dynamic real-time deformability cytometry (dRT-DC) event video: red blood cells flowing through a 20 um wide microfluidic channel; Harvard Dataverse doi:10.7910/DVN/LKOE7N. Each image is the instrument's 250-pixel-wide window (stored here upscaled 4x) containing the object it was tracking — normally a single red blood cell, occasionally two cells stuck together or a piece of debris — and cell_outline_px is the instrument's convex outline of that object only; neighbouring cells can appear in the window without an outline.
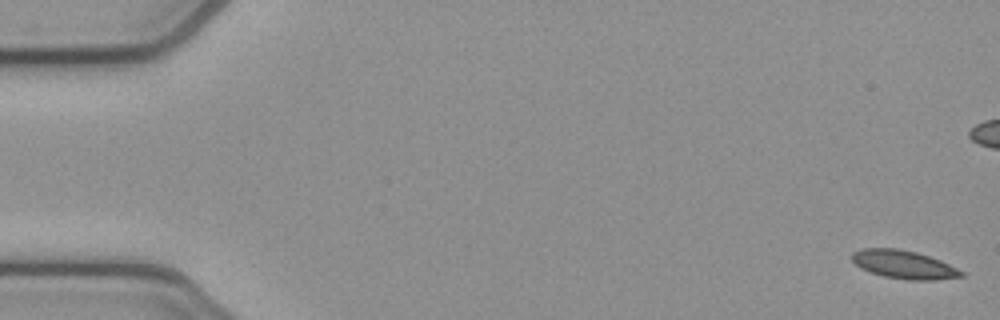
{"species": "common noctule bat (a hibernating species)", "species_latin": "Nyctalus noctula", "temperature_condition": "cold", "stored_images_in_passage": 54, "camera_frame_rate_fps": 3000, "um_per_image_px": 0.085, "animal": {"sex": "female", "body_mass_g": 21.9}, "frame": {"image": 1, "passage_image": 1, "time_ms": 0.0, "image_size_px": [1000, 320], "cell_outline_px": [[964, 276], [936, 280], [908, 280], [884, 276], [860, 268], [852, 260], [852, 252], [860, 248], [896, 248], [916, 252], [940, 260], [964, 272]], "centroid_in_image_um": [76.81, 22.48], "position_along_channel_um": 8.2, "area_um2": 17.92}}
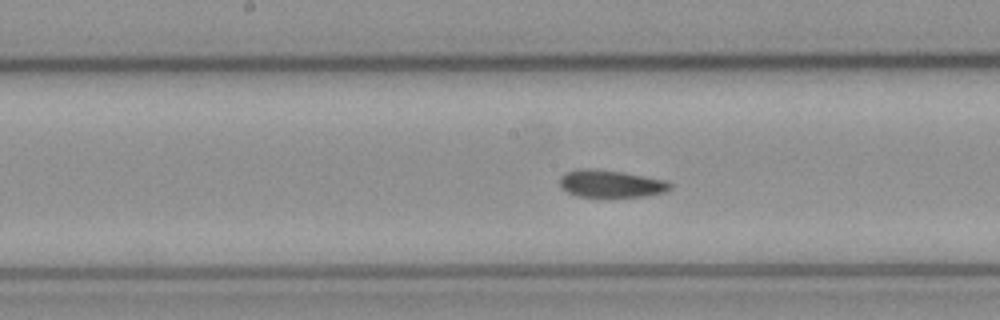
{"frame": {"image": 2, "passage_image": 27, "time_ms": 8.667, "image_size_px": [1000, 320], "cell_outline_px": [[672, 188], [668, 192], [644, 196], [576, 196], [560, 188], [560, 176], [564, 172], [576, 168], [596, 168], [624, 172], [668, 180], [672, 184]], "centroid_in_image_um": [51.93, 15.59], "position_along_channel_um": 196.3, "area_um2": 17.98}}
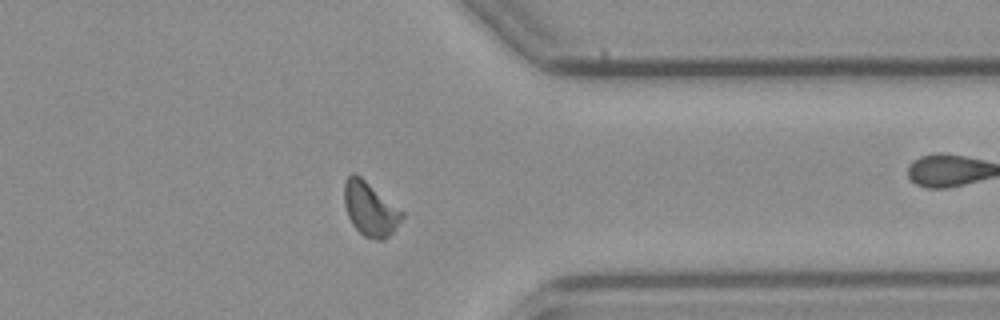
{"frame": {"image": 3, "passage_image": 42, "time_ms": 13.667, "image_size_px": [1000, 320], "cell_outline_px": [[404, 216], [392, 232], [384, 240], [376, 240], [364, 236], [352, 224], [348, 216], [344, 204], [344, 180], [352, 172], [360, 176], [404, 212]], "centroid_in_image_um": [31.44, 17.75], "position_along_channel_um": 380.0, "area_um2": 18.03}, "authors_computed_cell_mechanics": {"area_um2": 17.9758, "velocity_mm_per_s": 3.8361, "shape_relaxation_time_tau1_ms": 5.9536, "shape_relaxation_time_tau2_ms": 2.1661, "deformation_change_tau1": 0.1232, "deformation_change_tau2": 0.0688}}